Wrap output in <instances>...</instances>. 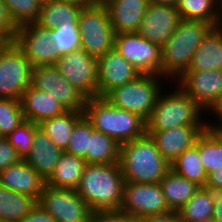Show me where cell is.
Listing matches in <instances>:
<instances>
[{
  "label": "cell",
  "instance_id": "6da1fadb",
  "mask_svg": "<svg viewBox=\"0 0 222 222\" xmlns=\"http://www.w3.org/2000/svg\"><path fill=\"white\" fill-rule=\"evenodd\" d=\"M124 184L119 163L87 164L76 192L93 212L120 210Z\"/></svg>",
  "mask_w": 222,
  "mask_h": 222
},
{
  "label": "cell",
  "instance_id": "7a4b0ae2",
  "mask_svg": "<svg viewBox=\"0 0 222 222\" xmlns=\"http://www.w3.org/2000/svg\"><path fill=\"white\" fill-rule=\"evenodd\" d=\"M213 27L209 22L181 19L172 36L161 47L160 76L173 82L187 71L193 54Z\"/></svg>",
  "mask_w": 222,
  "mask_h": 222
},
{
  "label": "cell",
  "instance_id": "3957f363",
  "mask_svg": "<svg viewBox=\"0 0 222 222\" xmlns=\"http://www.w3.org/2000/svg\"><path fill=\"white\" fill-rule=\"evenodd\" d=\"M119 165L124 181L134 183H159L171 169L147 133L120 145Z\"/></svg>",
  "mask_w": 222,
  "mask_h": 222
},
{
  "label": "cell",
  "instance_id": "277c9868",
  "mask_svg": "<svg viewBox=\"0 0 222 222\" xmlns=\"http://www.w3.org/2000/svg\"><path fill=\"white\" fill-rule=\"evenodd\" d=\"M83 115L95 130L112 137L119 145L146 133V121L143 118L118 109L104 97L87 98Z\"/></svg>",
  "mask_w": 222,
  "mask_h": 222
},
{
  "label": "cell",
  "instance_id": "5b68a950",
  "mask_svg": "<svg viewBox=\"0 0 222 222\" xmlns=\"http://www.w3.org/2000/svg\"><path fill=\"white\" fill-rule=\"evenodd\" d=\"M162 91L152 114L146 121V131H163L184 125H206L202 108L179 86ZM204 113V114H203Z\"/></svg>",
  "mask_w": 222,
  "mask_h": 222
},
{
  "label": "cell",
  "instance_id": "8992f818",
  "mask_svg": "<svg viewBox=\"0 0 222 222\" xmlns=\"http://www.w3.org/2000/svg\"><path fill=\"white\" fill-rule=\"evenodd\" d=\"M163 80L160 75H140L134 81L114 88L104 98L118 109L138 114L147 121L162 88L167 86L163 85Z\"/></svg>",
  "mask_w": 222,
  "mask_h": 222
},
{
  "label": "cell",
  "instance_id": "52a82bcc",
  "mask_svg": "<svg viewBox=\"0 0 222 222\" xmlns=\"http://www.w3.org/2000/svg\"><path fill=\"white\" fill-rule=\"evenodd\" d=\"M80 48L98 58L114 48L115 33L106 6H84L77 23Z\"/></svg>",
  "mask_w": 222,
  "mask_h": 222
},
{
  "label": "cell",
  "instance_id": "ba28073f",
  "mask_svg": "<svg viewBox=\"0 0 222 222\" xmlns=\"http://www.w3.org/2000/svg\"><path fill=\"white\" fill-rule=\"evenodd\" d=\"M30 61L14 42L0 45V98L20 100L31 85Z\"/></svg>",
  "mask_w": 222,
  "mask_h": 222
},
{
  "label": "cell",
  "instance_id": "9c48e42d",
  "mask_svg": "<svg viewBox=\"0 0 222 222\" xmlns=\"http://www.w3.org/2000/svg\"><path fill=\"white\" fill-rule=\"evenodd\" d=\"M31 86L51 95L66 111L83 112L87 97L59 72L55 64L32 67Z\"/></svg>",
  "mask_w": 222,
  "mask_h": 222
},
{
  "label": "cell",
  "instance_id": "30bf717a",
  "mask_svg": "<svg viewBox=\"0 0 222 222\" xmlns=\"http://www.w3.org/2000/svg\"><path fill=\"white\" fill-rule=\"evenodd\" d=\"M37 205L56 222H89L92 210L76 190L45 185Z\"/></svg>",
  "mask_w": 222,
  "mask_h": 222
},
{
  "label": "cell",
  "instance_id": "8fae6325",
  "mask_svg": "<svg viewBox=\"0 0 222 222\" xmlns=\"http://www.w3.org/2000/svg\"><path fill=\"white\" fill-rule=\"evenodd\" d=\"M120 211L135 220L169 213L159 183L125 182Z\"/></svg>",
  "mask_w": 222,
  "mask_h": 222
},
{
  "label": "cell",
  "instance_id": "7c38bea8",
  "mask_svg": "<svg viewBox=\"0 0 222 222\" xmlns=\"http://www.w3.org/2000/svg\"><path fill=\"white\" fill-rule=\"evenodd\" d=\"M114 48L141 75H160L161 47L149 42L138 32L115 34Z\"/></svg>",
  "mask_w": 222,
  "mask_h": 222
},
{
  "label": "cell",
  "instance_id": "4fadbf2b",
  "mask_svg": "<svg viewBox=\"0 0 222 222\" xmlns=\"http://www.w3.org/2000/svg\"><path fill=\"white\" fill-rule=\"evenodd\" d=\"M59 72L87 98L98 97L97 58L83 49L60 55Z\"/></svg>",
  "mask_w": 222,
  "mask_h": 222
},
{
  "label": "cell",
  "instance_id": "5bb4252c",
  "mask_svg": "<svg viewBox=\"0 0 222 222\" xmlns=\"http://www.w3.org/2000/svg\"><path fill=\"white\" fill-rule=\"evenodd\" d=\"M13 42L30 61L32 67L55 64L60 57V53L52 43L50 29L36 23L18 27Z\"/></svg>",
  "mask_w": 222,
  "mask_h": 222
},
{
  "label": "cell",
  "instance_id": "9a60e30c",
  "mask_svg": "<svg viewBox=\"0 0 222 222\" xmlns=\"http://www.w3.org/2000/svg\"><path fill=\"white\" fill-rule=\"evenodd\" d=\"M174 83L206 114L222 97V69L185 71Z\"/></svg>",
  "mask_w": 222,
  "mask_h": 222
},
{
  "label": "cell",
  "instance_id": "2e32d148",
  "mask_svg": "<svg viewBox=\"0 0 222 222\" xmlns=\"http://www.w3.org/2000/svg\"><path fill=\"white\" fill-rule=\"evenodd\" d=\"M141 74L115 48L97 58L98 97L134 81Z\"/></svg>",
  "mask_w": 222,
  "mask_h": 222
},
{
  "label": "cell",
  "instance_id": "e0dca14e",
  "mask_svg": "<svg viewBox=\"0 0 222 222\" xmlns=\"http://www.w3.org/2000/svg\"><path fill=\"white\" fill-rule=\"evenodd\" d=\"M180 20L176 6L150 3L138 33L149 42L162 47L174 33Z\"/></svg>",
  "mask_w": 222,
  "mask_h": 222
},
{
  "label": "cell",
  "instance_id": "ac0fdd59",
  "mask_svg": "<svg viewBox=\"0 0 222 222\" xmlns=\"http://www.w3.org/2000/svg\"><path fill=\"white\" fill-rule=\"evenodd\" d=\"M206 125H184L163 131H146L164 159L171 165L186 149L192 147Z\"/></svg>",
  "mask_w": 222,
  "mask_h": 222
},
{
  "label": "cell",
  "instance_id": "d6986e66",
  "mask_svg": "<svg viewBox=\"0 0 222 222\" xmlns=\"http://www.w3.org/2000/svg\"><path fill=\"white\" fill-rule=\"evenodd\" d=\"M0 185L38 201L46 181L25 160H21L0 171Z\"/></svg>",
  "mask_w": 222,
  "mask_h": 222
},
{
  "label": "cell",
  "instance_id": "ffe728a7",
  "mask_svg": "<svg viewBox=\"0 0 222 222\" xmlns=\"http://www.w3.org/2000/svg\"><path fill=\"white\" fill-rule=\"evenodd\" d=\"M149 0H112L107 6L115 34L138 32Z\"/></svg>",
  "mask_w": 222,
  "mask_h": 222
},
{
  "label": "cell",
  "instance_id": "44dd1931",
  "mask_svg": "<svg viewBox=\"0 0 222 222\" xmlns=\"http://www.w3.org/2000/svg\"><path fill=\"white\" fill-rule=\"evenodd\" d=\"M19 102L25 120L37 125L66 111L51 95L31 85L21 94Z\"/></svg>",
  "mask_w": 222,
  "mask_h": 222
},
{
  "label": "cell",
  "instance_id": "7402d4cb",
  "mask_svg": "<svg viewBox=\"0 0 222 222\" xmlns=\"http://www.w3.org/2000/svg\"><path fill=\"white\" fill-rule=\"evenodd\" d=\"M63 151L35 124L30 155L25 160L45 181L53 173Z\"/></svg>",
  "mask_w": 222,
  "mask_h": 222
},
{
  "label": "cell",
  "instance_id": "603a6c76",
  "mask_svg": "<svg viewBox=\"0 0 222 222\" xmlns=\"http://www.w3.org/2000/svg\"><path fill=\"white\" fill-rule=\"evenodd\" d=\"M222 69V25L213 27L193 54L187 71Z\"/></svg>",
  "mask_w": 222,
  "mask_h": 222
},
{
  "label": "cell",
  "instance_id": "cb8c5ba5",
  "mask_svg": "<svg viewBox=\"0 0 222 222\" xmlns=\"http://www.w3.org/2000/svg\"><path fill=\"white\" fill-rule=\"evenodd\" d=\"M86 165L87 163L84 158L64 151L61 154L53 173L46 180V185L56 188L76 190Z\"/></svg>",
  "mask_w": 222,
  "mask_h": 222
},
{
  "label": "cell",
  "instance_id": "d4e9b609",
  "mask_svg": "<svg viewBox=\"0 0 222 222\" xmlns=\"http://www.w3.org/2000/svg\"><path fill=\"white\" fill-rule=\"evenodd\" d=\"M168 208L178 212L200 188L195 182L176 174L170 169L159 182Z\"/></svg>",
  "mask_w": 222,
  "mask_h": 222
},
{
  "label": "cell",
  "instance_id": "484cf974",
  "mask_svg": "<svg viewBox=\"0 0 222 222\" xmlns=\"http://www.w3.org/2000/svg\"><path fill=\"white\" fill-rule=\"evenodd\" d=\"M83 6L60 0H43L40 15L35 22L39 26L53 29L62 23H78Z\"/></svg>",
  "mask_w": 222,
  "mask_h": 222
},
{
  "label": "cell",
  "instance_id": "4316f807",
  "mask_svg": "<svg viewBox=\"0 0 222 222\" xmlns=\"http://www.w3.org/2000/svg\"><path fill=\"white\" fill-rule=\"evenodd\" d=\"M176 7L181 19L201 20L214 27L222 25L221 0H178Z\"/></svg>",
  "mask_w": 222,
  "mask_h": 222
},
{
  "label": "cell",
  "instance_id": "83f0119b",
  "mask_svg": "<svg viewBox=\"0 0 222 222\" xmlns=\"http://www.w3.org/2000/svg\"><path fill=\"white\" fill-rule=\"evenodd\" d=\"M82 116L83 112L65 111L59 116L42 121L38 126L64 152L68 147L75 123Z\"/></svg>",
  "mask_w": 222,
  "mask_h": 222
},
{
  "label": "cell",
  "instance_id": "f1b7e54d",
  "mask_svg": "<svg viewBox=\"0 0 222 222\" xmlns=\"http://www.w3.org/2000/svg\"><path fill=\"white\" fill-rule=\"evenodd\" d=\"M36 206L35 198L0 185V221L20 222Z\"/></svg>",
  "mask_w": 222,
  "mask_h": 222
},
{
  "label": "cell",
  "instance_id": "f546056e",
  "mask_svg": "<svg viewBox=\"0 0 222 222\" xmlns=\"http://www.w3.org/2000/svg\"><path fill=\"white\" fill-rule=\"evenodd\" d=\"M216 192L200 187L193 197L178 211L182 222H198L212 218Z\"/></svg>",
  "mask_w": 222,
  "mask_h": 222
},
{
  "label": "cell",
  "instance_id": "4dcf8cb0",
  "mask_svg": "<svg viewBox=\"0 0 222 222\" xmlns=\"http://www.w3.org/2000/svg\"><path fill=\"white\" fill-rule=\"evenodd\" d=\"M195 145L207 175L222 170V138L214 130L206 127L197 137Z\"/></svg>",
  "mask_w": 222,
  "mask_h": 222
},
{
  "label": "cell",
  "instance_id": "1f68e13d",
  "mask_svg": "<svg viewBox=\"0 0 222 222\" xmlns=\"http://www.w3.org/2000/svg\"><path fill=\"white\" fill-rule=\"evenodd\" d=\"M120 145L110 136L95 130L88 144V164L119 163Z\"/></svg>",
  "mask_w": 222,
  "mask_h": 222
},
{
  "label": "cell",
  "instance_id": "d6a6232c",
  "mask_svg": "<svg viewBox=\"0 0 222 222\" xmlns=\"http://www.w3.org/2000/svg\"><path fill=\"white\" fill-rule=\"evenodd\" d=\"M176 174L205 187L207 173L205 172L198 147L194 144L180 154L170 167Z\"/></svg>",
  "mask_w": 222,
  "mask_h": 222
},
{
  "label": "cell",
  "instance_id": "836d02e7",
  "mask_svg": "<svg viewBox=\"0 0 222 222\" xmlns=\"http://www.w3.org/2000/svg\"><path fill=\"white\" fill-rule=\"evenodd\" d=\"M3 2L13 23L20 27L37 21L43 0H3Z\"/></svg>",
  "mask_w": 222,
  "mask_h": 222
},
{
  "label": "cell",
  "instance_id": "e575fe53",
  "mask_svg": "<svg viewBox=\"0 0 222 222\" xmlns=\"http://www.w3.org/2000/svg\"><path fill=\"white\" fill-rule=\"evenodd\" d=\"M50 36L60 55L80 49V34L77 23H62L56 28L50 29Z\"/></svg>",
  "mask_w": 222,
  "mask_h": 222
},
{
  "label": "cell",
  "instance_id": "d590c367",
  "mask_svg": "<svg viewBox=\"0 0 222 222\" xmlns=\"http://www.w3.org/2000/svg\"><path fill=\"white\" fill-rule=\"evenodd\" d=\"M24 121L19 100L0 98V137H7Z\"/></svg>",
  "mask_w": 222,
  "mask_h": 222
},
{
  "label": "cell",
  "instance_id": "8d00e7d4",
  "mask_svg": "<svg viewBox=\"0 0 222 222\" xmlns=\"http://www.w3.org/2000/svg\"><path fill=\"white\" fill-rule=\"evenodd\" d=\"M92 136V125L83 115L76 123L66 153L84 158L88 164V144Z\"/></svg>",
  "mask_w": 222,
  "mask_h": 222
},
{
  "label": "cell",
  "instance_id": "74e56055",
  "mask_svg": "<svg viewBox=\"0 0 222 222\" xmlns=\"http://www.w3.org/2000/svg\"><path fill=\"white\" fill-rule=\"evenodd\" d=\"M35 135V124L25 120L6 138L9 143L17 150L21 160H26L30 155L33 139Z\"/></svg>",
  "mask_w": 222,
  "mask_h": 222
},
{
  "label": "cell",
  "instance_id": "f35d334b",
  "mask_svg": "<svg viewBox=\"0 0 222 222\" xmlns=\"http://www.w3.org/2000/svg\"><path fill=\"white\" fill-rule=\"evenodd\" d=\"M17 28L10 17L5 3L3 0H0V45L13 42Z\"/></svg>",
  "mask_w": 222,
  "mask_h": 222
},
{
  "label": "cell",
  "instance_id": "ab89813d",
  "mask_svg": "<svg viewBox=\"0 0 222 222\" xmlns=\"http://www.w3.org/2000/svg\"><path fill=\"white\" fill-rule=\"evenodd\" d=\"M19 161L21 159L17 150L14 149L6 137H0V171Z\"/></svg>",
  "mask_w": 222,
  "mask_h": 222
},
{
  "label": "cell",
  "instance_id": "60d3db41",
  "mask_svg": "<svg viewBox=\"0 0 222 222\" xmlns=\"http://www.w3.org/2000/svg\"><path fill=\"white\" fill-rule=\"evenodd\" d=\"M89 222H136V220L120 210H110L92 212Z\"/></svg>",
  "mask_w": 222,
  "mask_h": 222
},
{
  "label": "cell",
  "instance_id": "b9f144b4",
  "mask_svg": "<svg viewBox=\"0 0 222 222\" xmlns=\"http://www.w3.org/2000/svg\"><path fill=\"white\" fill-rule=\"evenodd\" d=\"M20 222H56V220L37 205Z\"/></svg>",
  "mask_w": 222,
  "mask_h": 222
},
{
  "label": "cell",
  "instance_id": "7bdbcfd3",
  "mask_svg": "<svg viewBox=\"0 0 222 222\" xmlns=\"http://www.w3.org/2000/svg\"><path fill=\"white\" fill-rule=\"evenodd\" d=\"M209 113L211 114V116H215L216 120L215 119L212 120V118H209L211 119V121L206 120V127L209 129L222 128V97L213 105V107L208 111V114L205 116L209 117L210 116ZM212 121L213 122L219 121V122L213 123Z\"/></svg>",
  "mask_w": 222,
  "mask_h": 222
},
{
  "label": "cell",
  "instance_id": "ee69618b",
  "mask_svg": "<svg viewBox=\"0 0 222 222\" xmlns=\"http://www.w3.org/2000/svg\"><path fill=\"white\" fill-rule=\"evenodd\" d=\"M136 222H182L178 212L170 211L169 213L145 217L142 219H137Z\"/></svg>",
  "mask_w": 222,
  "mask_h": 222
},
{
  "label": "cell",
  "instance_id": "f6af8a7d",
  "mask_svg": "<svg viewBox=\"0 0 222 222\" xmlns=\"http://www.w3.org/2000/svg\"><path fill=\"white\" fill-rule=\"evenodd\" d=\"M205 187L218 193L222 190V170H215L207 175Z\"/></svg>",
  "mask_w": 222,
  "mask_h": 222
},
{
  "label": "cell",
  "instance_id": "bcb514c9",
  "mask_svg": "<svg viewBox=\"0 0 222 222\" xmlns=\"http://www.w3.org/2000/svg\"><path fill=\"white\" fill-rule=\"evenodd\" d=\"M214 219L222 218V195L216 193V198L214 201Z\"/></svg>",
  "mask_w": 222,
  "mask_h": 222
},
{
  "label": "cell",
  "instance_id": "7dc6e473",
  "mask_svg": "<svg viewBox=\"0 0 222 222\" xmlns=\"http://www.w3.org/2000/svg\"><path fill=\"white\" fill-rule=\"evenodd\" d=\"M112 0H87V6H107Z\"/></svg>",
  "mask_w": 222,
  "mask_h": 222
},
{
  "label": "cell",
  "instance_id": "c3c4849f",
  "mask_svg": "<svg viewBox=\"0 0 222 222\" xmlns=\"http://www.w3.org/2000/svg\"><path fill=\"white\" fill-rule=\"evenodd\" d=\"M149 2L153 4L176 6L178 3V0H149Z\"/></svg>",
  "mask_w": 222,
  "mask_h": 222
},
{
  "label": "cell",
  "instance_id": "681fc988",
  "mask_svg": "<svg viewBox=\"0 0 222 222\" xmlns=\"http://www.w3.org/2000/svg\"><path fill=\"white\" fill-rule=\"evenodd\" d=\"M60 1L75 3V4H78V5L83 6V7L87 6V0H60Z\"/></svg>",
  "mask_w": 222,
  "mask_h": 222
},
{
  "label": "cell",
  "instance_id": "f907efd6",
  "mask_svg": "<svg viewBox=\"0 0 222 222\" xmlns=\"http://www.w3.org/2000/svg\"><path fill=\"white\" fill-rule=\"evenodd\" d=\"M222 138V128L212 129Z\"/></svg>",
  "mask_w": 222,
  "mask_h": 222
},
{
  "label": "cell",
  "instance_id": "816d5d0a",
  "mask_svg": "<svg viewBox=\"0 0 222 222\" xmlns=\"http://www.w3.org/2000/svg\"><path fill=\"white\" fill-rule=\"evenodd\" d=\"M198 222H215V219H214V217H212V218L200 220V221H198Z\"/></svg>",
  "mask_w": 222,
  "mask_h": 222
},
{
  "label": "cell",
  "instance_id": "f5cc1de1",
  "mask_svg": "<svg viewBox=\"0 0 222 222\" xmlns=\"http://www.w3.org/2000/svg\"><path fill=\"white\" fill-rule=\"evenodd\" d=\"M215 222H222V218L221 219H215Z\"/></svg>",
  "mask_w": 222,
  "mask_h": 222
}]
</instances>
